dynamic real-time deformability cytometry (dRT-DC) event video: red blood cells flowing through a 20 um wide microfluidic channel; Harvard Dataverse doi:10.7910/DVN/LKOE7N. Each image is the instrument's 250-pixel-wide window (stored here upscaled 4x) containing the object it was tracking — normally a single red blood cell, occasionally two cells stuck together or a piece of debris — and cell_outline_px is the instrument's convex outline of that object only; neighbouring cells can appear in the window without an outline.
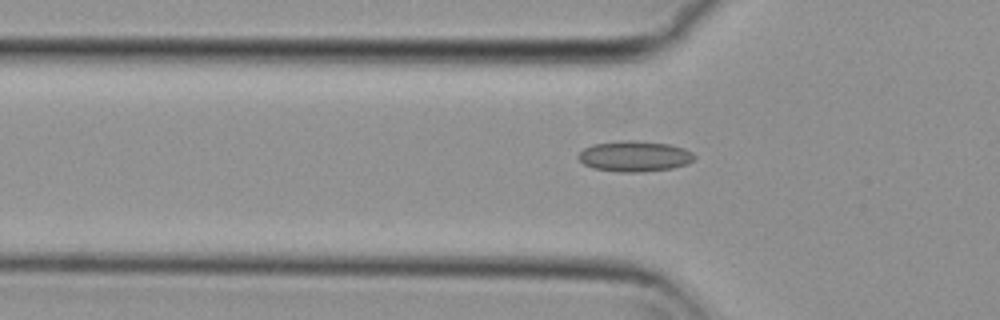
{"species": "common noctule bat (a hibernating species)", "species_latin": "Nyctalus noctula", "temperature_condition": "cold", "stored_images_in_passage": 50, "camera_frame_rate_fps": 3000, "um_per_image_px": 0.085, "animal": {"sex": "female", "body_mass_g": 29.2, "forearm_length_mm": 56.3}, "frame": {"image": 1, "passage_image": 14, "time_ms": 4.333, "image_size_px": [1000, 320], "cell_outline_px": [[696, 156], [688, 164], [672, 168], [640, 172], [616, 172], [592, 168], [584, 164], [576, 156], [584, 148], [592, 144], [620, 140], [636, 140], [668, 144], [684, 148], [692, 152]], "centroid_in_image_um": [53.92, 13.28], "position_along_channel_um": 71.9, "area_um2": 20.92}}
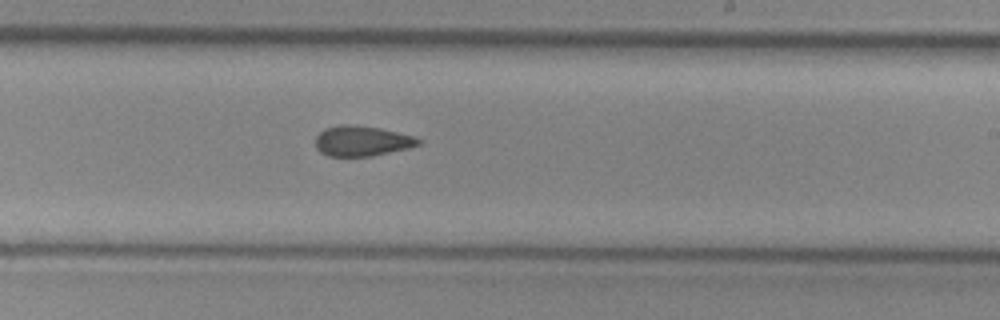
{"frame": {"image": 2, "passage_image": 29, "time_ms": 9.333, "image_size_px": [1000, 320], "cell_outline_px": [[420, 144], [408, 148], [372, 156], [328, 156], [320, 152], [316, 148], [316, 136], [324, 128], [340, 124], [348, 124], [380, 128], [416, 136], [420, 140]], "centroid_in_image_um": [30.75, 11.98], "position_along_channel_um": 258.2, "area_um2": 18.21}}
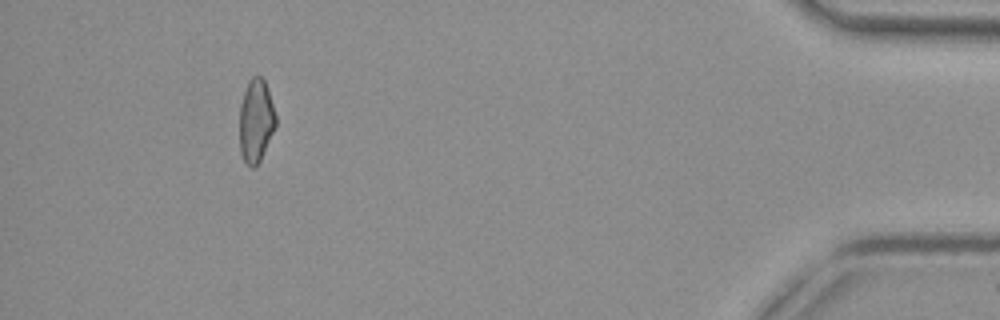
{"frame": {"image": 3, "passage_image": 47, "time_ms": 15.333, "image_size_px": [1000, 320], "cell_outline_px": [[276, 128], [260, 160], [252, 168], [244, 160], [240, 152], [240, 104], [248, 80], [252, 76], [260, 76], [264, 80], [268, 88], [276, 116]], "centroid_in_image_um": [21.76, 10.24], "position_along_channel_um": 413.4, "area_um2": 17.57}}